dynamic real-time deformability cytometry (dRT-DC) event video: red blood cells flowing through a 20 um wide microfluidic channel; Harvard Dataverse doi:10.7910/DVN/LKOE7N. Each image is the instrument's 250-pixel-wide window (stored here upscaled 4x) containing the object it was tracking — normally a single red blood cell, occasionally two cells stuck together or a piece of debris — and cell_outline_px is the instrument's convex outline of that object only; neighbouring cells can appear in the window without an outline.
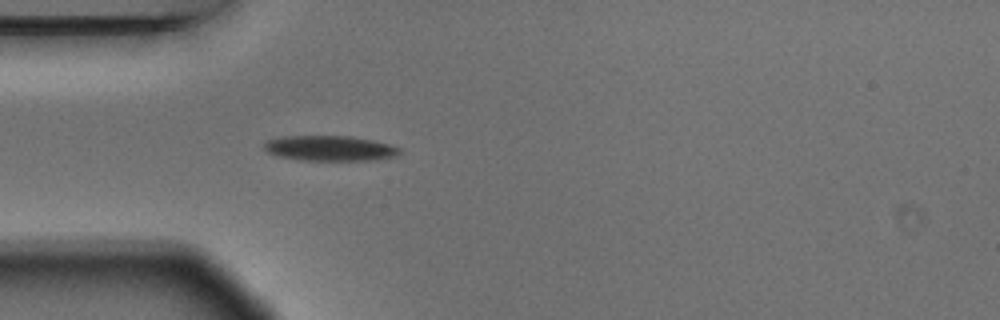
{"species": "Egyptian fruit bat (a non-hibernating species)", "species_latin": "Rousettus aegyptiacus", "temperature_condition": "warm", "stored_images_in_passage": 3, "camera_frame_rate_fps": 3000, "um_per_image_px": 0.085, "animal": {"sex": "male"}, "frame": {"image": 1, "passage_image": 3, "time_ms": 0.667, "image_size_px": [1000, 320], "cell_outline_px": [[400, 152], [396, 156], [376, 160], [300, 160], [280, 156], [268, 152], [264, 148], [264, 144], [268, 140], [284, 136], [352, 136], [372, 140], [388, 144], [400, 148]], "centroid_in_image_um": [28.06, 12.6], "position_along_channel_um": 56.9, "area_um2": 19.77}}